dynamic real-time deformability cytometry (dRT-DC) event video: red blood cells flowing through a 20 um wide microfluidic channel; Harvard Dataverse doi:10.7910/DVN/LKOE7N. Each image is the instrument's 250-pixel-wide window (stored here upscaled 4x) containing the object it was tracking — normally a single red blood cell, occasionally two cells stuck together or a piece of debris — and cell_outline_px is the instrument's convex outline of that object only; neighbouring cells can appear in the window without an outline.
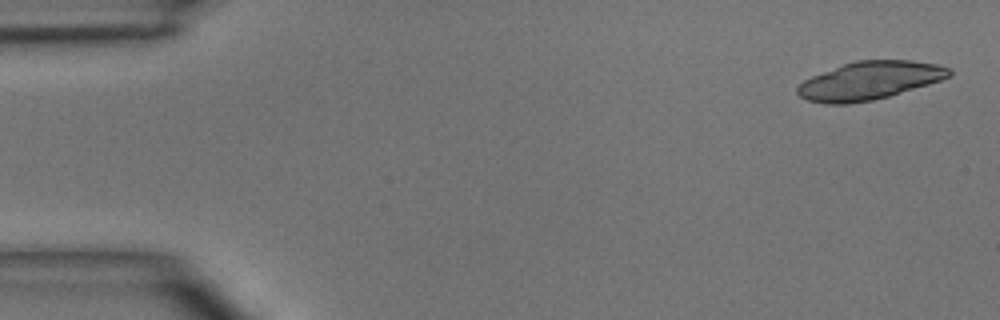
{"species": "common noctule bat (a hibernating species)", "species_latin": "Nyctalus noctula", "temperature_condition": "room temperature", "stored_images_in_passage": 4, "camera_frame_rate_fps": 3000, "um_per_image_px": 0.085, "animal": {"sex": "male", "body_mass_g": 15.6}, "frame": {"image": 1, "passage_image": 1, "time_ms": 0.0, "image_size_px": [1000, 320], "cell_outline_px": [[952, 76], [928, 84], [888, 96], [872, 100], [848, 104], [824, 104], [808, 100], [800, 96], [796, 92], [796, 88], [804, 80], [812, 76], [844, 64], [856, 60], [912, 60], [936, 64], [948, 68], [952, 72]], "centroid_in_image_um": [73.9, 6.85], "position_along_channel_um": 11.1, "area_um2": 33.41}}